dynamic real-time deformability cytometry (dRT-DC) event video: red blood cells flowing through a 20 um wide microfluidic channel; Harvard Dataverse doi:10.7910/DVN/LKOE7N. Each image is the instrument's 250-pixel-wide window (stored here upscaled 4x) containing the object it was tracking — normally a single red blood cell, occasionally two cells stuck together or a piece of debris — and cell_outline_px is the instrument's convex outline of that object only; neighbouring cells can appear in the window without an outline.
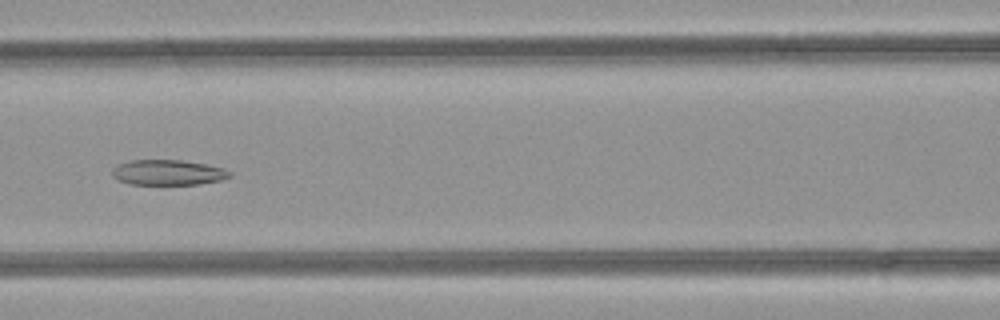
{"species": "common noctule bat (a hibernating species)", "species_latin": "Nyctalus noctula", "temperature_condition": "room temperature", "stored_images_in_passage": 49, "camera_frame_rate_fps": 3000, "um_per_image_px": 0.085, "animal": {"sex": "female", "body_mass_g": 21.9}, "frame": {"image": 1, "passage_image": 22, "time_ms": 7.0, "image_size_px": [1000, 320], "cell_outline_px": [[232, 176], [220, 180], [200, 184], [128, 184], [112, 176], [112, 168], [120, 164], [132, 160], [180, 160], [204, 164], [224, 168], [232, 172]], "centroid_in_image_um": [14.3, 14.66], "position_along_channel_um": 152.3, "area_um2": 17.22}}
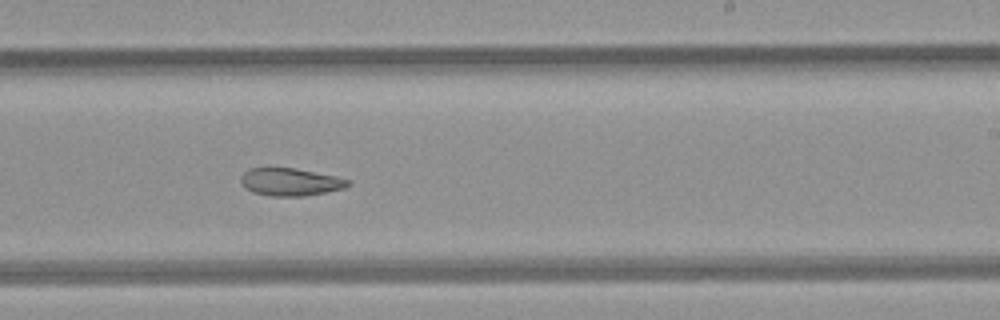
{"frame": {"image": 2, "passage_image": 30, "time_ms": 9.667, "image_size_px": [1000, 320], "cell_outline_px": [[352, 184], [344, 188], [304, 196], [272, 196], [252, 192], [240, 180], [240, 176], [248, 168], [296, 168], [336, 176], [352, 180]], "centroid_in_image_um": [24.72, 15.45], "position_along_channel_um": 264.3, "area_um2": 17.22}}
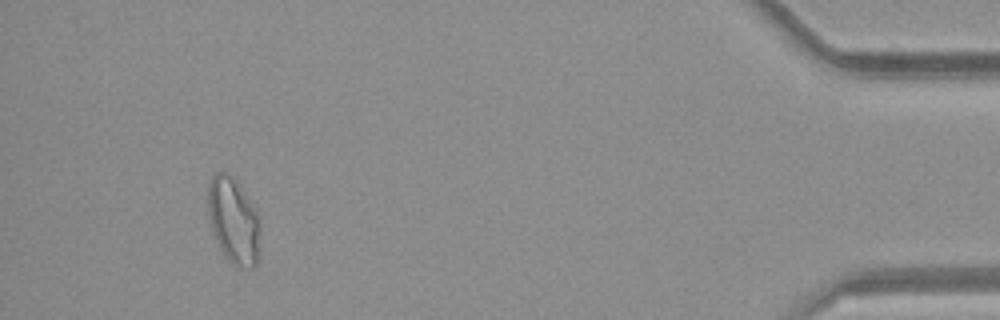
{"frame": {"image": 3, "passage_image": 46, "time_ms": 15.0, "image_size_px": [1000, 320], "cell_outline_px": [[260, 252], [256, 264], [252, 268], [236, 268], [228, 260], [216, 244], [208, 216], [208, 184], [212, 176], [216, 172], [228, 172], [232, 176], [244, 192], [256, 212], [260, 220]], "centroid_in_image_um": [19.85, 18.81], "position_along_channel_um": 415.3, "area_um2": 26.65}, "authors_computed_cell_mechanics": {"area_um2": 22.9466, "velocity_mm_per_s": 4.2087, "shape_relaxation_time_tau1_ms": null, "shape_relaxation_time_tau2_ms": 4.2986, "deformation_change_tau1": null, "deformation_change_tau2": 0.1043}}